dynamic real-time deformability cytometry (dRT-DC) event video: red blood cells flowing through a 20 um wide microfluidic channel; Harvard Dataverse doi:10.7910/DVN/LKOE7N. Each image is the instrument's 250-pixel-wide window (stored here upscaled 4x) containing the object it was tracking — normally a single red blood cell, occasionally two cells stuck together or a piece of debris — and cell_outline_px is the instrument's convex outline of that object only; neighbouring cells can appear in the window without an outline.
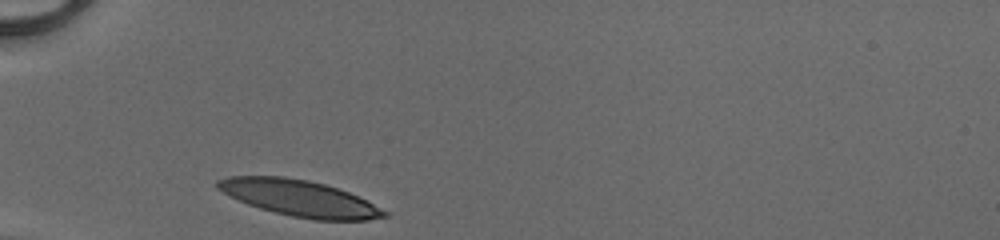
{"species": "human", "species_latin": "Homo sapiens", "temperature_condition": "cold", "stored_images_in_passage": 27, "camera_frame_rate_fps": 3000, "um_per_image_px": 0.085, "donor": {"sex": "male"}, "frame": {"image": 1, "passage_image": 1, "time_ms": 0.0, "image_size_px": [1000, 240], "cell_outline_px": [[388, 216], [368, 220], [312, 220], [292, 216], [260, 208], [248, 204], [216, 188], [216, 180], [228, 176], [284, 176], [308, 180], [324, 184], [348, 192], [388, 212]], "centroid_in_image_um": [25.43, 16.84], "position_along_channel_um": 59.6, "area_um2": 34.68}}
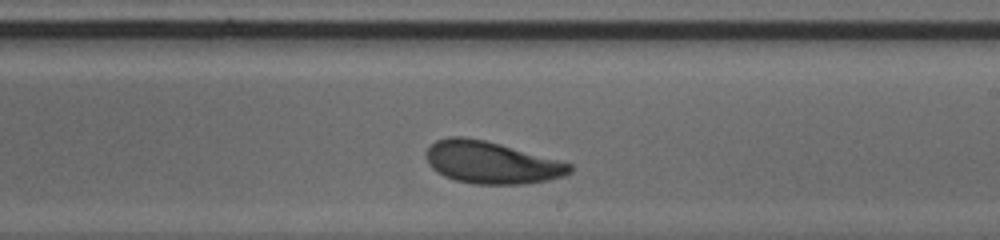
{"frame": {"image": 2, "passage_image": 16, "time_ms": 5.0, "image_size_px": [1000, 240], "cell_outline_px": [[572, 172], [564, 176], [548, 180], [524, 184], [476, 184], [456, 180], [444, 176], [432, 168], [428, 164], [424, 152], [436, 140], [448, 136], [464, 136], [484, 140], [500, 144], [572, 164]], "centroid_in_image_um": [41.73, 13.81], "position_along_channel_um": 247.3, "area_um2": 35.2}}
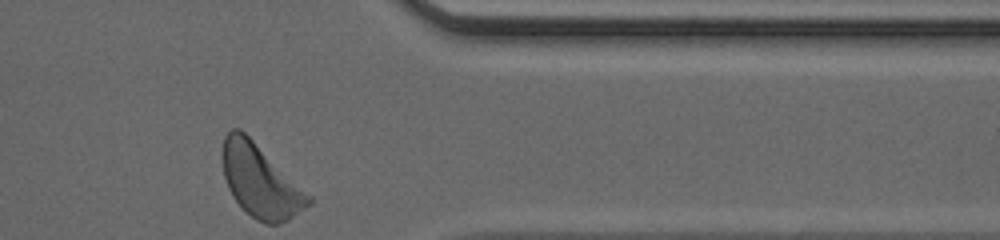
{"frame": {"image": 3, "passage_image": 27, "time_ms": 8.667, "image_size_px": [1000, 240], "cell_outline_px": [[312, 204], [288, 220], [280, 224], [268, 224], [256, 220], [232, 196], [228, 188], [224, 176], [220, 156], [224, 136], [232, 128], [240, 128], [312, 196]], "centroid_in_image_um": [22.12, 15.38], "position_along_channel_um": 389.3, "area_um2": 36.41}, "authors_computed_cell_mechanics": {"area_um2": 35.258, "velocity_mm_per_s": 4.0601, "shape_relaxation_time_tau1_ms": 2.2803, "shape_relaxation_time_tau2_ms": 4.3873, "deformation_change_tau1": 0.1325, "deformation_change_tau2": 0.1315}}